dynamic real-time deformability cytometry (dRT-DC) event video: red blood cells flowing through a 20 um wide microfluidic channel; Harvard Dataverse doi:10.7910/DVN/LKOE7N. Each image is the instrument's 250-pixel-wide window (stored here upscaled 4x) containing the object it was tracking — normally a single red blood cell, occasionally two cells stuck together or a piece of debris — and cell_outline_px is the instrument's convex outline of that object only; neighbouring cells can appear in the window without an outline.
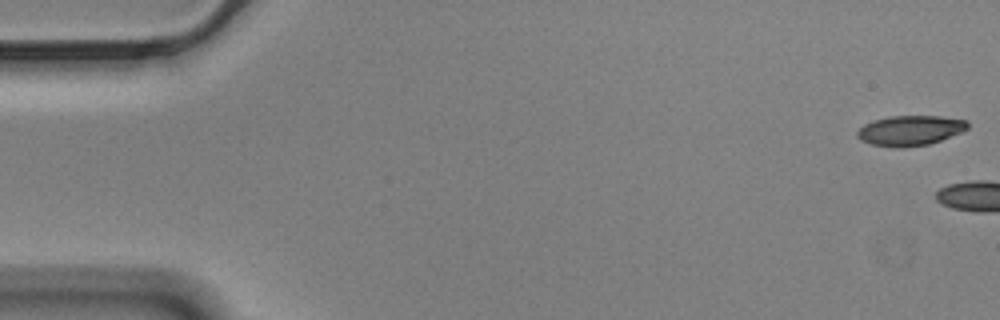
{"species": "Egyptian fruit bat (a non-hibernating species)", "species_latin": "Rousettus aegyptiacus", "temperature_condition": "cold", "stored_images_in_passage": 4, "camera_frame_rate_fps": 3000, "um_per_image_px": 0.085, "animal": {"sex": "male"}, "frame": {"image": 1, "passage_image": 1, "time_ms": 0.0, "image_size_px": [1000, 320], "cell_outline_px": [[968, 128], [960, 132], [940, 140], [928, 144], [900, 148], [872, 144], [860, 140], [856, 136], [856, 132], [864, 124], [888, 116], [940, 116], [968, 120]], "centroid_in_image_um": [77.35, 11.08], "position_along_channel_um": 7.7, "area_um2": 19.19}}